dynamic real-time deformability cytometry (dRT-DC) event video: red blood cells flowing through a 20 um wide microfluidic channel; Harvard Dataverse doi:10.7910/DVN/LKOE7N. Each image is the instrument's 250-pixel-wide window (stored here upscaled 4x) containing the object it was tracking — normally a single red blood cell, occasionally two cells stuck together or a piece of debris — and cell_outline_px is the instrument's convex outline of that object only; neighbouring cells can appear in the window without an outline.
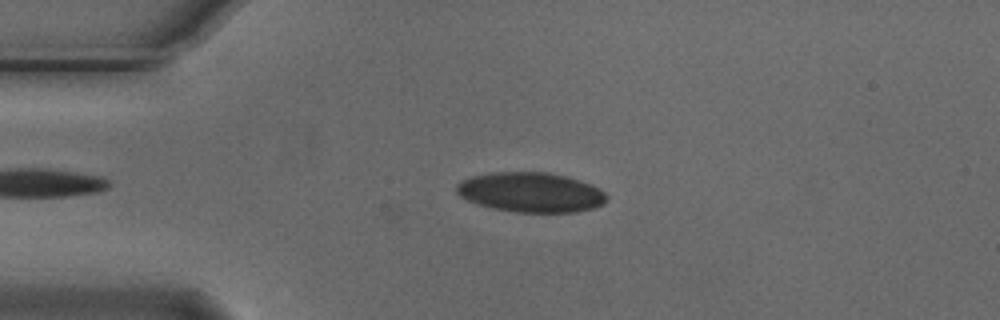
{"species": "Egyptian fruit bat (a non-hibernating species)", "species_latin": "Rousettus aegyptiacus", "temperature_condition": "cold", "stored_images_in_passage": 38, "camera_frame_rate_fps": 3000, "um_per_image_px": 0.085, "animal": {"sex": "male"}, "frame": {"image": 1, "passage_image": 8, "time_ms": 2.333, "image_size_px": [1000, 320], "cell_outline_px": [[608, 200], [604, 204], [592, 208], [576, 212], [516, 212], [492, 208], [468, 200], [460, 196], [456, 192], [456, 184], [460, 180], [468, 176], [488, 172], [548, 172], [580, 180], [592, 184], [604, 192], [608, 196]], "centroid_in_image_um": [45.1, 16.33], "position_along_channel_um": 39.9, "area_um2": 35.08}}
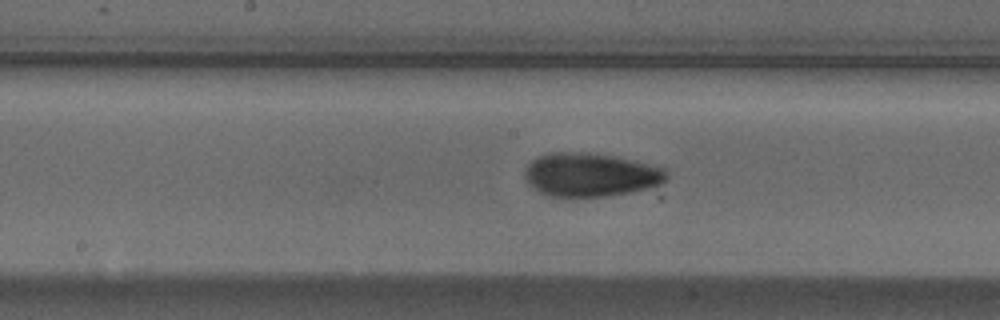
{"frame": {"image": 2, "passage_image": 23, "time_ms": 7.333, "image_size_px": [1000, 320], "cell_outline_px": [[668, 180], [660, 184], [648, 188], [628, 192], [604, 196], [548, 196], [540, 192], [528, 184], [524, 176], [524, 168], [536, 156], [548, 152], [588, 152], [636, 160], [664, 168], [668, 176]], "centroid_in_image_um": [50.17, 14.83], "position_along_channel_um": 198.0, "area_um2": 36.18}}
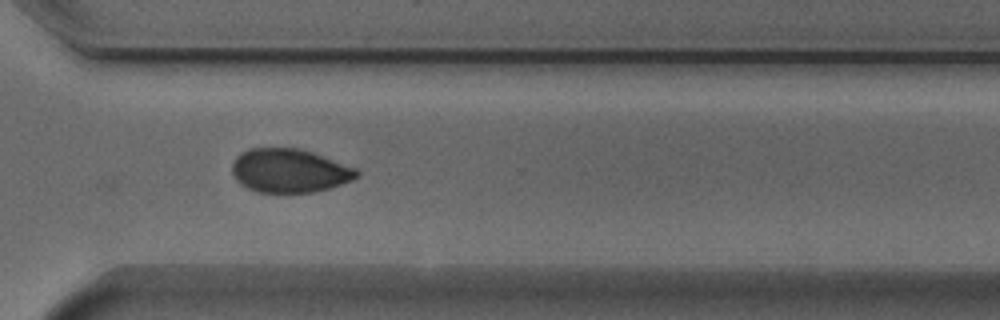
{"frame": {"image": 3, "passage_image": 35, "time_ms": 11.333, "image_size_px": [1000, 320], "cell_outline_px": [[360, 176], [352, 180], [328, 188], [312, 192], [256, 192], [240, 184], [236, 180], [232, 172], [232, 164], [236, 156], [240, 152], [248, 148], [300, 148], [312, 152], [356, 168], [360, 172]], "centroid_in_image_um": [24.58, 14.5], "position_along_channel_um": 346.0, "area_um2": 31.79}}